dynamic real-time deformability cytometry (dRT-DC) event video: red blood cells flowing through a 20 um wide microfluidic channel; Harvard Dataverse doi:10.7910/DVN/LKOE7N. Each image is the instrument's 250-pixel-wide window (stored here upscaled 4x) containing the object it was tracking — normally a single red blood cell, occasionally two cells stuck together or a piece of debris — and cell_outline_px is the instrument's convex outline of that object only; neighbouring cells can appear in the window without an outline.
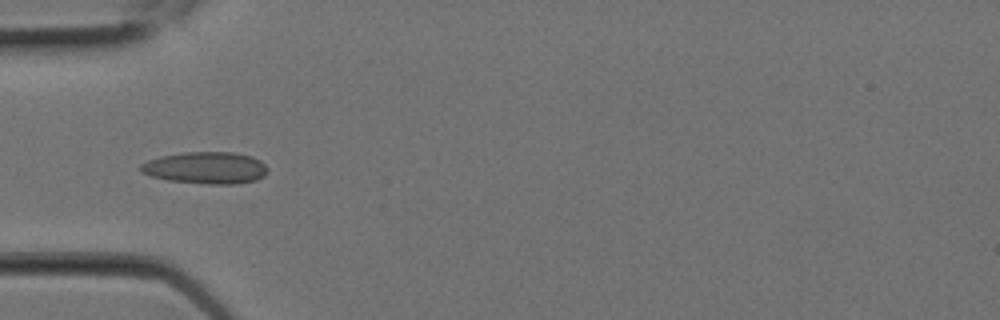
{"species": "Egyptian fruit bat (a non-hibernating species)", "species_latin": "Rousettus aegyptiacus", "temperature_condition": "room temperature", "stored_images_in_passage": 8, "camera_frame_rate_fps": 3000, "um_per_image_px": 0.085, "animal": {"sex": "female"}, "frame": {"image": 1, "passage_image": 7, "time_ms": 2.0, "image_size_px": [1000, 320], "cell_outline_px": [[268, 172], [264, 176], [256, 180], [236, 184], [208, 184], [168, 180], [152, 176], [140, 172], [140, 164], [148, 160], [160, 156], [184, 152], [232, 152], [252, 156], [260, 160], [268, 168]], "centroid_in_image_um": [17.5, 14.26], "position_along_channel_um": 67.5, "area_um2": 23.76}}
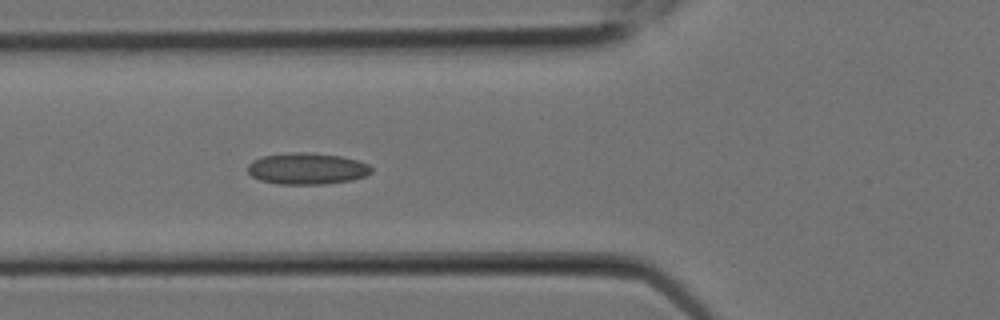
{"frame": {"image": 2, "passage_image": 8, "time_ms": 2.333, "image_size_px": [1000, 320], "cell_outline_px": [[372, 172], [364, 176], [352, 180], [324, 184], [276, 184], [260, 180], [252, 176], [248, 172], [248, 164], [252, 160], [264, 156], [296, 152], [304, 152], [340, 156], [356, 160], [368, 164], [372, 168]], "centroid_in_image_um": [26.08, 14.34], "position_along_channel_um": 99.7, "area_um2": 22.54}}